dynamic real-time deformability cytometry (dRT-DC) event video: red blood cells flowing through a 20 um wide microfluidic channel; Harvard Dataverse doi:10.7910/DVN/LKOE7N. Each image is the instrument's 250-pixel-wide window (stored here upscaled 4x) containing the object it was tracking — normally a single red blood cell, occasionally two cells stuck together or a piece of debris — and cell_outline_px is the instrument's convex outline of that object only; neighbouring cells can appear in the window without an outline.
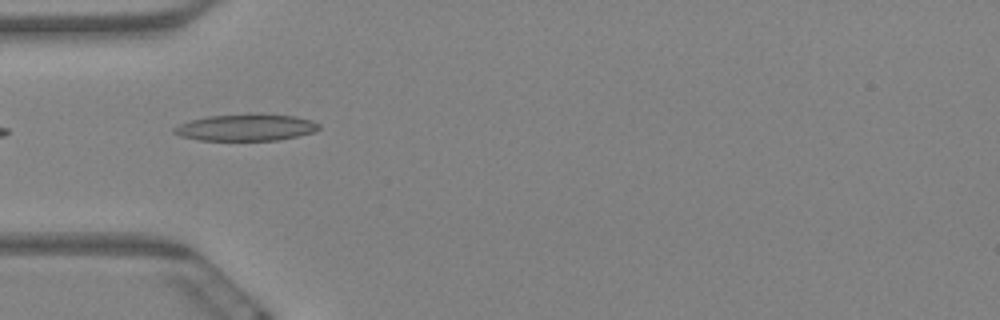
{"species": "Egyptian fruit bat (a non-hibernating species)", "species_latin": "Rousettus aegyptiacus", "temperature_condition": "warm", "stored_images_in_passage": 2, "camera_frame_rate_fps": 3000, "um_per_image_px": 0.085, "animal": {"sex": "female"}, "frame": {"image": 1, "passage_image": 1, "time_ms": 0.0, "image_size_px": [1000, 320], "cell_outline_px": [[320, 128], [312, 132], [296, 136], [276, 140], [200, 140], [180, 136], [172, 132], [172, 128], [180, 124], [192, 120], [208, 116], [248, 112], [260, 112], [296, 116], [312, 120], [320, 124]], "centroid_in_image_um": [20.92, 10.8], "position_along_channel_um": 64.1, "area_um2": 23.0}}
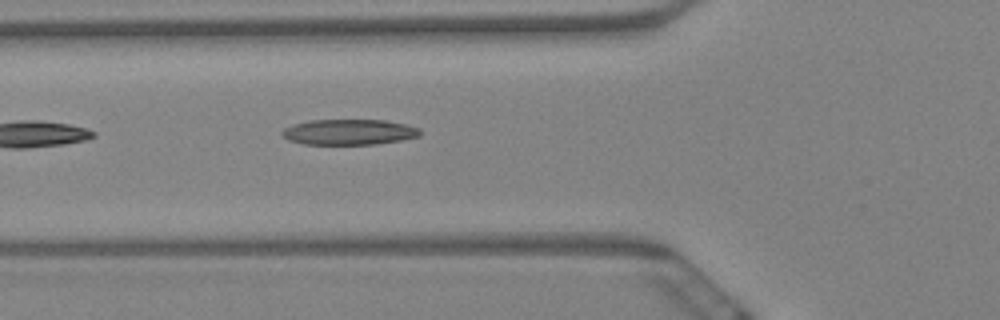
{"frame": {"image": 2, "passage_image": 2, "time_ms": 0.333, "image_size_px": [1000, 320], "cell_outline_px": [[420, 136], [400, 140], [372, 144], [304, 144], [288, 140], [280, 132], [284, 128], [308, 120], [384, 120], [408, 124], [420, 128]], "centroid_in_image_um": [29.68, 11.21], "position_along_channel_um": 96.1, "area_um2": 20.46}}